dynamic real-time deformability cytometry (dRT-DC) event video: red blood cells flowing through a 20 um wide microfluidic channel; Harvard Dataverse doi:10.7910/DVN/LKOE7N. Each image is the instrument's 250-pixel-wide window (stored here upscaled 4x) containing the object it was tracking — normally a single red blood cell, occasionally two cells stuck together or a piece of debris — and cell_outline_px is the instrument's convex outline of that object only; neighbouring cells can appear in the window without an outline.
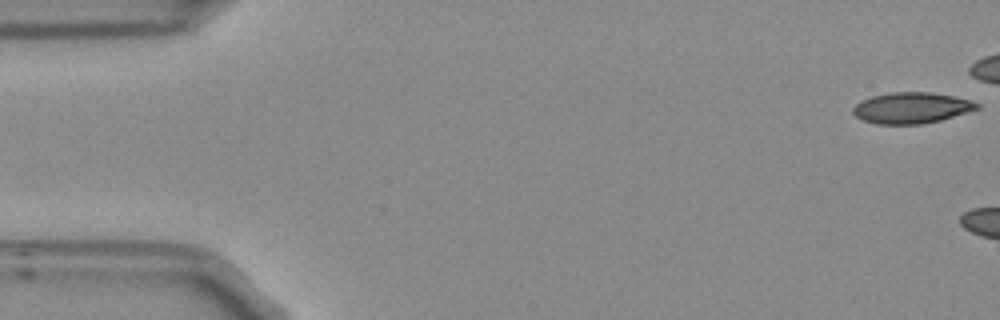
{"species": "Egyptian fruit bat (a non-hibernating species)", "species_latin": "Rousettus aegyptiacus", "temperature_condition": "room temperature", "stored_images_in_passage": 6, "camera_frame_rate_fps": 3000, "um_per_image_px": 0.085, "frame": {"image": 1, "passage_image": 1, "time_ms": 0.0, "image_size_px": [1000, 320], "cell_outline_px": [[980, 108], [940, 120], [924, 124], [876, 124], [864, 120], [856, 116], [852, 112], [852, 108], [860, 100], [872, 96], [892, 92], [928, 92], [952, 96], [968, 100], [980, 104]], "centroid_in_image_um": [77.44, 9.17], "position_along_channel_um": 7.6, "area_um2": 22.25}}